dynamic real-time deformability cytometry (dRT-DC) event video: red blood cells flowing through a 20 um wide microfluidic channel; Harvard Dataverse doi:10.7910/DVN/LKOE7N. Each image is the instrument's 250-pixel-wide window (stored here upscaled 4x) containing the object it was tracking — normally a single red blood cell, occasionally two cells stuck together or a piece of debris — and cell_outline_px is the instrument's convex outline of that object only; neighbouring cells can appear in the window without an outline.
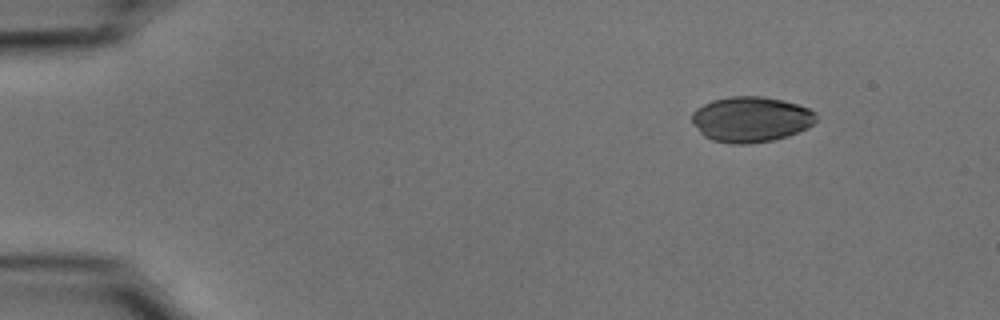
{"species": "common noctule bat (a hibernating species)", "species_latin": "Nyctalus noctula", "temperature_condition": "cold", "stored_images_in_passage": 48, "camera_frame_rate_fps": 3000, "um_per_image_px": 0.085, "animal": {"sex": "male", "body_mass_g": 15.6}, "frame": {"image": 1, "passage_image": 1, "time_ms": 0.0, "image_size_px": [1000, 320], "cell_outline_px": [[816, 120], [808, 128], [788, 136], [772, 140], [748, 144], [732, 144], [712, 140], [704, 136], [692, 124], [692, 112], [696, 108], [712, 100], [728, 96], [760, 96], [784, 100], [808, 108], [816, 112]], "centroid_in_image_um": [63.81, 10.14], "position_along_channel_um": 21.2, "area_um2": 33.12}}
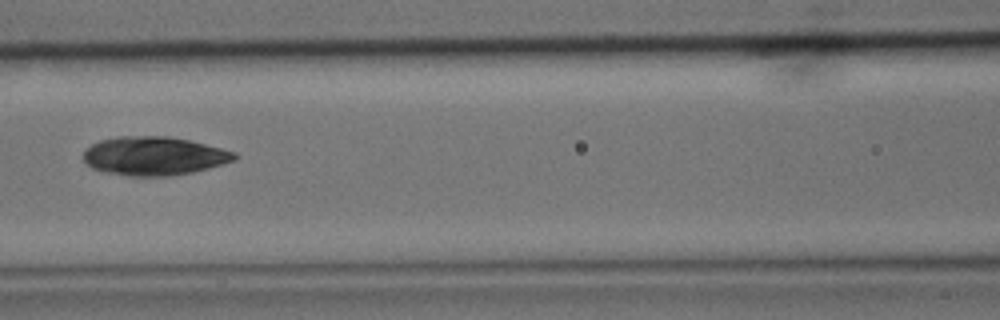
{"frame": {"image": 2, "passage_image": 19, "time_ms": 6.0, "image_size_px": [1000, 320], "cell_outline_px": [[236, 160], [208, 168], [192, 172], [168, 176], [132, 176], [104, 172], [92, 168], [84, 160], [84, 152], [92, 144], [100, 140], [120, 136], [168, 136], [188, 140], [236, 152]], "centroid_in_image_um": [13.09, 13.26], "position_along_channel_um": 153.5, "area_um2": 33.76}}
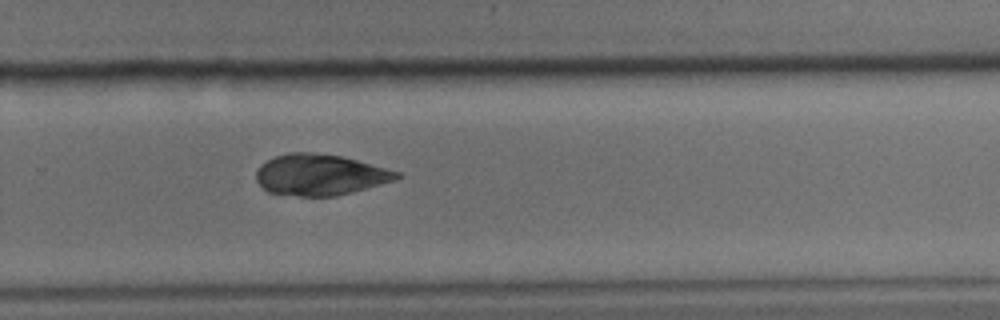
{"frame": {"image": 3, "passage_image": 31, "time_ms": 10.0, "image_size_px": [1000, 320], "cell_outline_px": [[400, 176], [396, 180], [352, 192], [336, 196], [300, 196], [268, 192], [256, 180], [256, 172], [260, 164], [276, 156], [288, 152], [308, 152], [340, 156], [356, 160], [400, 172]], "centroid_in_image_um": [27.18, 14.86], "position_along_channel_um": 302.6, "area_um2": 33.35}}